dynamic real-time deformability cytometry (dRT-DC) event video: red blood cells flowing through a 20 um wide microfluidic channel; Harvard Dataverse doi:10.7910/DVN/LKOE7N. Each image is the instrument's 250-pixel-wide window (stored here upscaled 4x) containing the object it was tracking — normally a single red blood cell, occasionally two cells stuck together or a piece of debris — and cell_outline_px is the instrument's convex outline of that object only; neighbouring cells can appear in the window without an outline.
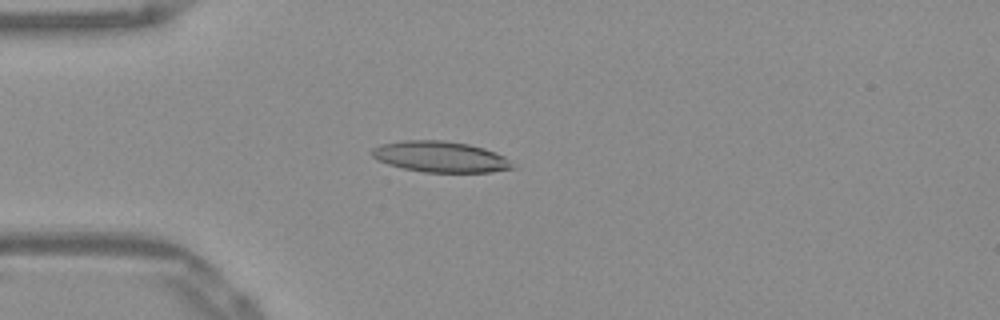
{"species": "Egyptian fruit bat (a non-hibernating species)", "species_latin": "Rousettus aegyptiacus", "temperature_condition": "warm", "stored_images_in_passage": 52, "camera_frame_rate_fps": 3000, "um_per_image_px": 0.085, "frame": {"image": 1, "passage_image": 14, "time_ms": 4.333, "image_size_px": [1000, 320], "cell_outline_px": [[516, 168], [492, 172], [424, 172], [404, 168], [388, 164], [376, 160], [372, 156], [372, 148], [380, 144], [400, 140], [444, 140], [468, 144], [484, 148], [504, 156]], "centroid_in_image_um": [37.41, 13.32], "position_along_channel_um": 47.6, "area_um2": 25.37}}
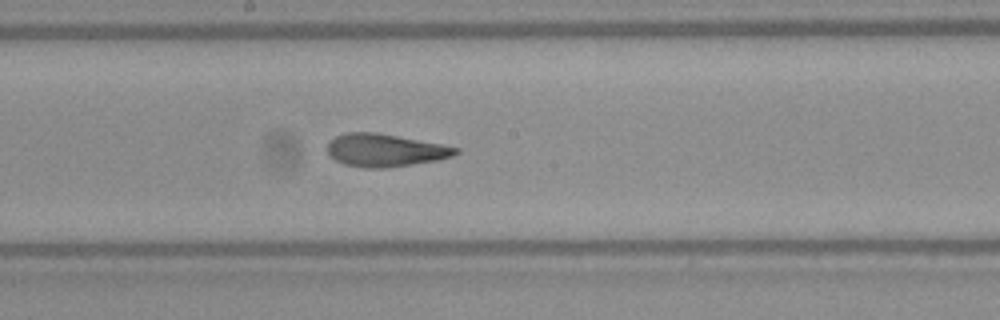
{"frame": {"image": 2, "passage_image": 28, "time_ms": 9.0, "image_size_px": [1000, 320], "cell_outline_px": [[460, 152], [452, 156], [436, 160], [412, 164], [384, 168], [364, 168], [344, 164], [336, 160], [328, 152], [328, 144], [336, 136], [344, 132], [376, 132], [440, 144], [460, 148]], "centroid_in_image_um": [32.73, 12.77], "position_along_channel_um": 215.5, "area_um2": 24.22}}
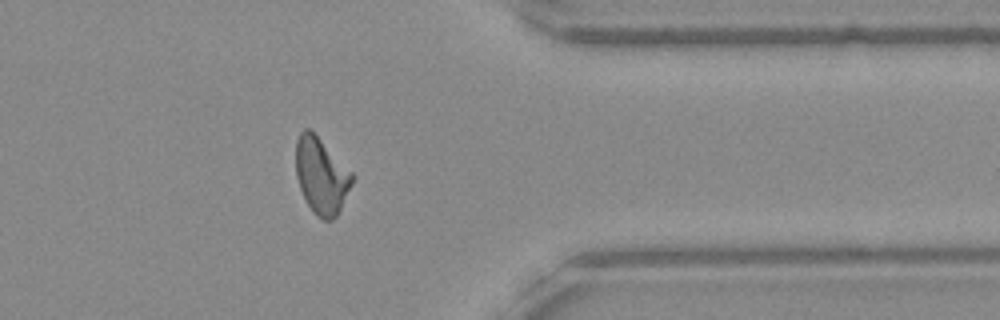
{"frame": {"image": 3, "passage_image": 42, "time_ms": 13.667, "image_size_px": [1000, 320], "cell_outline_px": [[356, 176], [340, 212], [332, 220], [324, 220], [316, 216], [312, 212], [300, 188], [296, 176], [296, 140], [300, 132], [304, 128], [308, 128]], "centroid_in_image_um": [27.33, 14.98], "position_along_channel_um": 384.1, "area_um2": 24.91}, "authors_computed_cell_mechanics": {"area_um2": 24.3916, "velocity_mm_per_s": 3.8987, "shape_relaxation_time_tau1_ms": 7.572, "shape_relaxation_time_tau2_ms": 1.825, "deformation_change_tau1": 0.2397, "deformation_change_tau2": 0.0907}}